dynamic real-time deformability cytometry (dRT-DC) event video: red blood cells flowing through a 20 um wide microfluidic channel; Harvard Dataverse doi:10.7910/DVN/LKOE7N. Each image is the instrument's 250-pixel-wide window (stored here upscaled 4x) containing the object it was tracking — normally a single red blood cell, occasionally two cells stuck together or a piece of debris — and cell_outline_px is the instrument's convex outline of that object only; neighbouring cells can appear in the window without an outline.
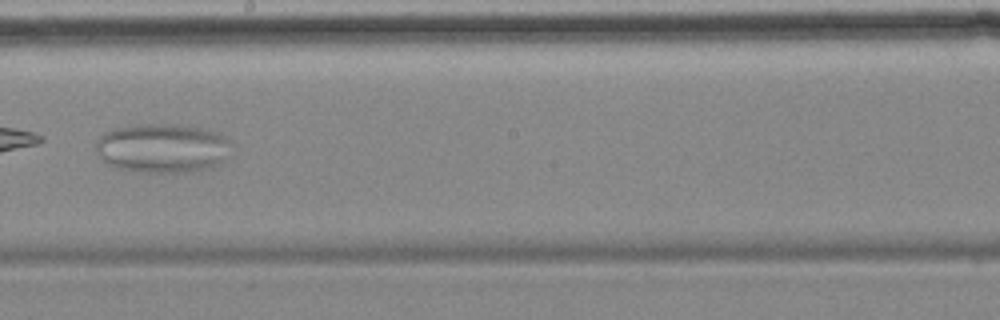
{"species": "common noctule bat (a hibernating species)", "species_latin": "Nyctalus noctula", "temperature_condition": "cold", "stored_images_in_passage": 15, "camera_frame_rate_fps": 3000, "um_per_image_px": 0.085, "animal": {"sex": "female", "body_mass_g": 18.4}, "frame": {"image": 1, "passage_image": 7, "time_ms": 8.0, "image_size_px": [1000, 320], "cell_outline_px": [[228, 140], [224, 160], [212, 168], [196, 172], [148, 172], [116, 168], [108, 164], [100, 156], [96, 148], [96, 144], [100, 136], [104, 132], [116, 128], [136, 124], [172, 124], [200, 128], [216, 132]], "centroid_in_image_um": [13.77, 12.6], "position_along_channel_um": 234.4, "area_um2": 38.44}}
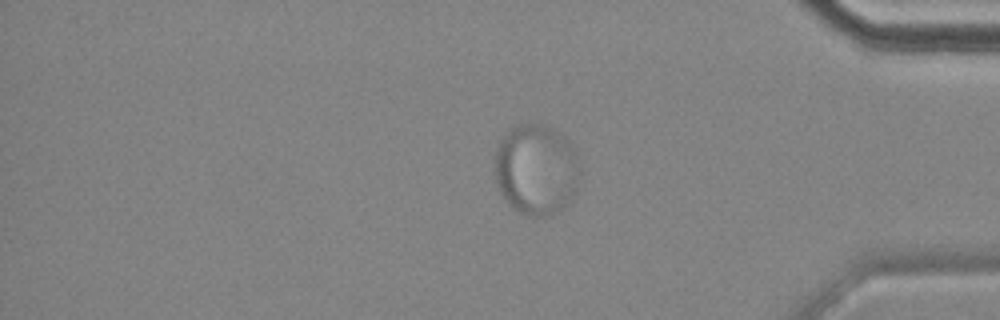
{"frame": {"image": 2, "passage_image": 15, "time_ms": 18.333, "image_size_px": [1000, 320], "cell_outline_px": [[580, 168], [576, 188], [564, 208], [548, 216], [528, 216], [512, 208], [504, 200], [500, 192], [496, 180], [492, 164], [500, 140], [512, 128], [520, 124], [544, 124], [556, 128], [568, 140], [576, 152]], "centroid_in_image_um": [45.56, 14.4], "position_along_channel_um": 389.6, "area_um2": 45.55}}